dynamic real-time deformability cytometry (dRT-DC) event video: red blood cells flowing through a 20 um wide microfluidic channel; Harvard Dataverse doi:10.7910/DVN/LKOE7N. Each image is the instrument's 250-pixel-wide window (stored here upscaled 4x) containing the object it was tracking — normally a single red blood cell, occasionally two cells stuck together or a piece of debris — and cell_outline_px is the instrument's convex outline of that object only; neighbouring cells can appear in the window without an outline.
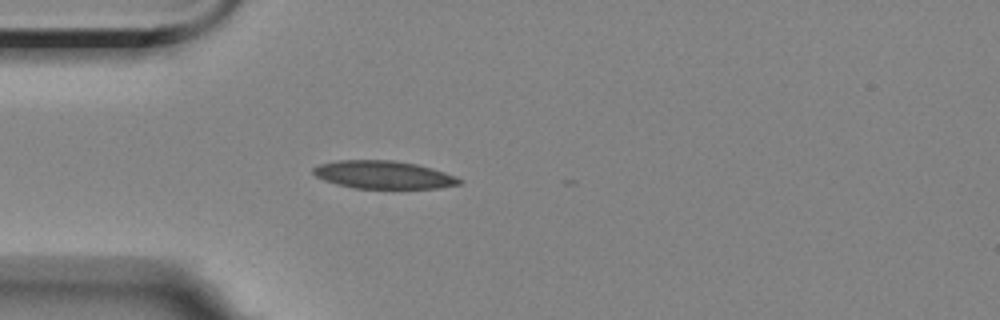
{"species": "Egyptian fruit bat (a non-hibernating species)", "species_latin": "Rousettus aegyptiacus", "temperature_condition": "room temperature", "stored_images_in_passage": 1, "camera_frame_rate_fps": 3000, "um_per_image_px": 0.085, "animal": {"sex": "female"}, "frame": {"image": 1, "passage_image": 1, "time_ms": 0.0, "image_size_px": [1000, 320], "cell_outline_px": [[464, 180], [460, 184], [440, 188], [352, 188], [336, 184], [324, 180], [316, 176], [312, 172], [312, 168], [320, 164], [340, 160], [392, 160], [416, 164], [432, 168], [444, 172]], "centroid_in_image_um": [32.59, 14.86], "position_along_channel_um": 52.4, "area_um2": 23.7}}